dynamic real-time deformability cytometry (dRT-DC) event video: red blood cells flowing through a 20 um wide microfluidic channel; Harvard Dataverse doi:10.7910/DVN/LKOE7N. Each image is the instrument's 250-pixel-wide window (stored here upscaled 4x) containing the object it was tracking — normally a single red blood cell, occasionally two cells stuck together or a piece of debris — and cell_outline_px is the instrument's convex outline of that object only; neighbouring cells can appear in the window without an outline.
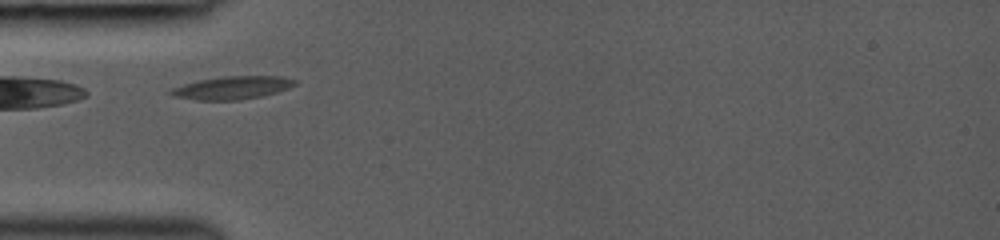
{"species": "common noctule bat (a hibernating species)", "species_latin": "Nyctalus noctula", "temperature_condition": "room temperature", "stored_images_in_passage": 36, "camera_frame_rate_fps": 3000, "um_per_image_px": 0.085, "animal": {"sex": "female", "body_mass_g": 19.0, "forearm_length_mm": 53.3}, "frame": {"image": 1, "passage_image": 1, "time_ms": 0.0, "image_size_px": [1000, 240], "cell_outline_px": [[296, 84], [288, 88], [276, 92], [260, 96], [240, 100], [196, 100], [172, 96], [168, 92], [172, 88], [184, 84], [200, 80], [224, 76], [284, 76], [296, 80]], "centroid_in_image_um": [19.74, 7.46], "position_along_channel_um": 65.3, "area_um2": 16.53}}
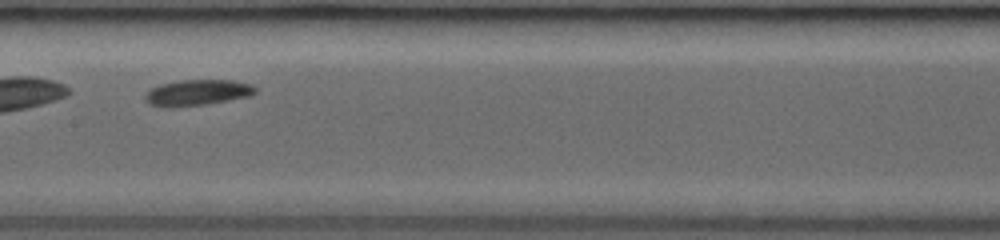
{"frame": {"image": 2, "passage_image": 16, "time_ms": 3.0, "image_size_px": [1000, 240], "cell_outline_px": [[256, 92], [248, 96], [228, 100], [204, 104], [172, 108], [164, 108], [148, 104], [144, 100], [144, 96], [152, 88], [160, 84], [180, 80], [232, 80], [248, 84], [256, 88]], "centroid_in_image_um": [16.7, 7.88], "position_along_channel_um": 190.7, "area_um2": 16.59}}
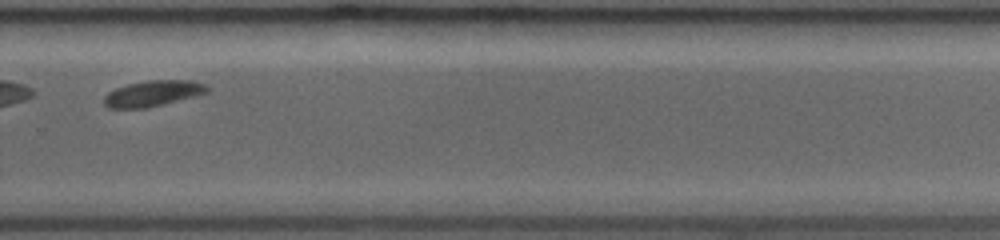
{"frame": {"image": 3, "passage_image": 29, "time_ms": 6.0, "image_size_px": [1000, 240], "cell_outline_px": [[208, 92], [148, 108], [108, 108], [104, 104], [104, 96], [108, 92], [116, 88], [128, 84], [148, 80], [192, 80], [208, 84]], "centroid_in_image_um": [12.99, 7.93], "position_along_channel_um": 316.8, "area_um2": 15.49}}